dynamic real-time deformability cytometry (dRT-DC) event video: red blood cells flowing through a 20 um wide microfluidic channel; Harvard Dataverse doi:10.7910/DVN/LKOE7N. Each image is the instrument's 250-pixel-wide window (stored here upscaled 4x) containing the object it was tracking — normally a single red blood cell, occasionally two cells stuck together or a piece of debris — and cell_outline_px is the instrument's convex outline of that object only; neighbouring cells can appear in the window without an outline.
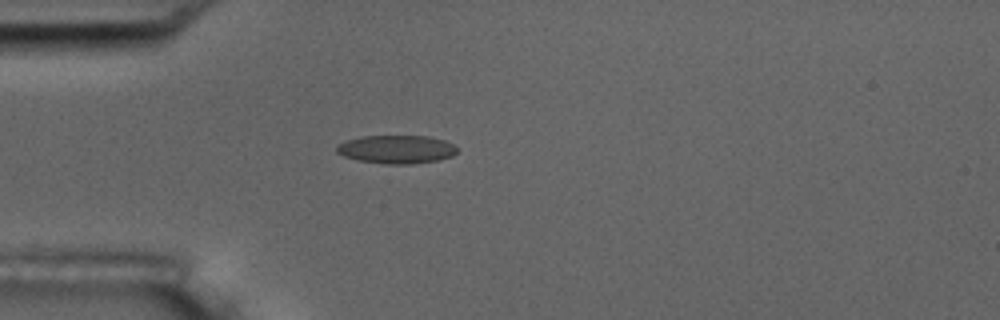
{"species": "common noctule bat (a hibernating species)", "species_latin": "Nyctalus noctula", "temperature_condition": "room temperature", "stored_images_in_passage": 2, "camera_frame_rate_fps": 3000, "um_per_image_px": 0.085, "animal": {"sex": "male", "body_mass_g": 17.5, "forearm_length_mm": 52.3}, "frame": {"image": 1, "passage_image": 1, "time_ms": 0.0, "image_size_px": [1000, 320], "cell_outline_px": [[456, 152], [452, 156], [436, 160], [412, 164], [384, 164], [356, 160], [344, 156], [336, 152], [336, 144], [344, 140], [360, 136], [428, 136], [444, 140], [452, 144], [456, 148]], "centroid_in_image_um": [33.63, 12.69], "position_along_channel_um": 51.4, "area_um2": 20.0}}